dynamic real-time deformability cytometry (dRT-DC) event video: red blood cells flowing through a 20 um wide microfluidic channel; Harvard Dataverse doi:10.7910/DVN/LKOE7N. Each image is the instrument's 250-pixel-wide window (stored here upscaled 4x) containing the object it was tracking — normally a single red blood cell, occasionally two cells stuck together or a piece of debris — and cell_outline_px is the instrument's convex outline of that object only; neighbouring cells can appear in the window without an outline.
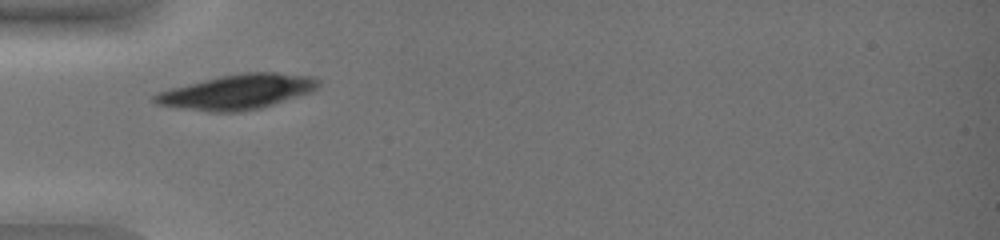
{"species": "common noctule bat (a hibernating species)", "species_latin": "Nyctalus noctula", "temperature_condition": "warm", "stored_images_in_passage": 33, "camera_frame_rate_fps": 3000, "um_per_image_px": 0.085, "animal": {"sex": "female", "body_mass_g": 19.0, "forearm_length_mm": 51.5}, "frame": {"image": 1, "passage_image": 1, "time_ms": 0.0, "image_size_px": [1000, 240], "cell_outline_px": [[320, 84], [312, 92], [260, 108], [240, 112], [208, 112], [180, 108], [156, 104], [152, 100], [152, 96], [160, 92], [172, 88], [220, 76], [244, 72], [276, 72], [316, 76], [320, 80]], "centroid_in_image_um": [20.22, 7.8], "position_along_channel_um": 64.8, "area_um2": 33.23}}
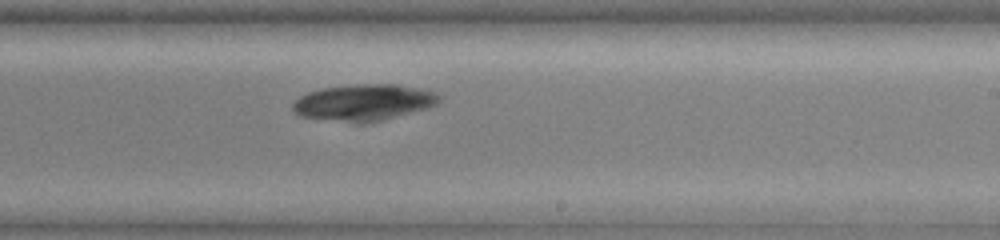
{"frame": {"image": 2, "passage_image": 17, "time_ms": 5.333, "image_size_px": [1000, 240], "cell_outline_px": [[440, 100], [436, 104], [428, 108], [364, 124], [356, 124], [300, 116], [292, 112], [292, 104], [300, 96], [308, 92], [320, 88], [364, 84], [396, 84], [436, 92], [440, 96]], "centroid_in_image_um": [30.88, 8.72], "position_along_channel_um": 258.1, "area_um2": 31.1}}
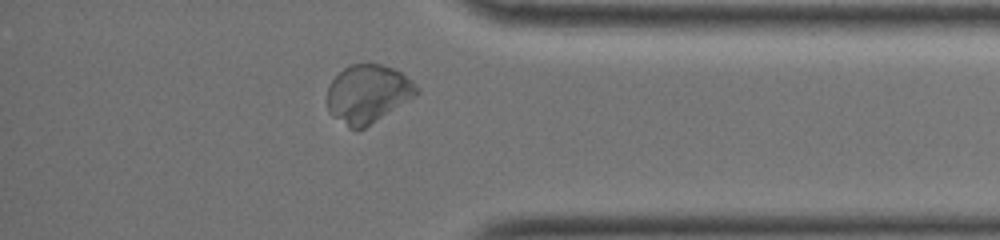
{"frame": {"image": 3, "passage_image": 29, "time_ms": 9.333, "image_size_px": [1000, 240], "cell_outline_px": [[420, 92], [416, 96], [364, 128], [356, 132], [348, 128], [332, 116], [328, 112], [328, 88], [332, 80], [344, 68], [352, 64], [380, 64], [392, 68], [400, 72], [412, 80], [420, 88]], "centroid_in_image_um": [31.27, 8.0], "position_along_channel_um": 403.9, "area_um2": 30.4}}